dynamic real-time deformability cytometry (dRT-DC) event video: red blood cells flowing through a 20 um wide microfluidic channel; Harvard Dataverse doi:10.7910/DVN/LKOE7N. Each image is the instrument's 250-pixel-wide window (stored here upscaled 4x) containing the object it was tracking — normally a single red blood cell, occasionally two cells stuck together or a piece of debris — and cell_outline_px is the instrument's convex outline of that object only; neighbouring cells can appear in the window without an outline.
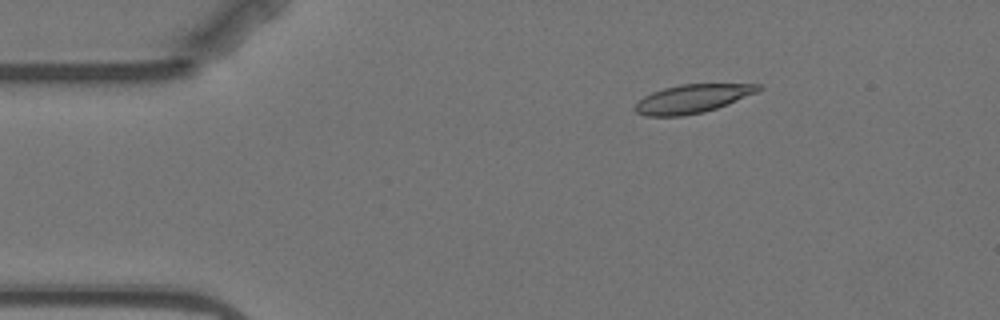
{"species": "Egyptian fruit bat (a non-hibernating species)", "species_latin": "Rousettus aegyptiacus", "temperature_condition": "warm", "stored_images_in_passage": 6, "camera_frame_rate_fps": 3000, "um_per_image_px": 0.085, "animal": {"sex": "female"}, "frame": {"image": 1, "passage_image": 3, "time_ms": 2.333, "image_size_px": [1000, 320], "cell_outline_px": [[764, 88], [756, 92], [728, 104], [704, 112], [680, 116], [644, 116], [636, 112], [632, 108], [644, 96], [652, 92], [664, 88], [680, 84], [764, 84]], "centroid_in_image_um": [58.84, 8.39], "position_along_channel_um": 26.2, "area_um2": 20.46}}